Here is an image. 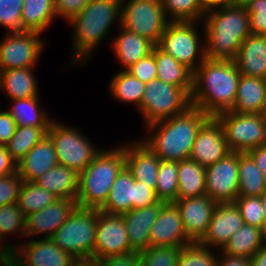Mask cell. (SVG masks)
<instances>
[{"label": "cell", "mask_w": 266, "mask_h": 266, "mask_svg": "<svg viewBox=\"0 0 266 266\" xmlns=\"http://www.w3.org/2000/svg\"><path fill=\"white\" fill-rule=\"evenodd\" d=\"M264 242L266 243V217H263V224L261 227Z\"/></svg>", "instance_id": "cell-63"}, {"label": "cell", "mask_w": 266, "mask_h": 266, "mask_svg": "<svg viewBox=\"0 0 266 266\" xmlns=\"http://www.w3.org/2000/svg\"><path fill=\"white\" fill-rule=\"evenodd\" d=\"M155 62L158 80L183 88L191 96L194 73L189 68L157 46H155Z\"/></svg>", "instance_id": "cell-28"}, {"label": "cell", "mask_w": 266, "mask_h": 266, "mask_svg": "<svg viewBox=\"0 0 266 266\" xmlns=\"http://www.w3.org/2000/svg\"><path fill=\"white\" fill-rule=\"evenodd\" d=\"M98 209L76 207L51 240L75 260L93 259Z\"/></svg>", "instance_id": "cell-6"}, {"label": "cell", "mask_w": 266, "mask_h": 266, "mask_svg": "<svg viewBox=\"0 0 266 266\" xmlns=\"http://www.w3.org/2000/svg\"><path fill=\"white\" fill-rule=\"evenodd\" d=\"M247 153L251 156L257 167L264 174V179L266 182V145L258 146L252 150H249Z\"/></svg>", "instance_id": "cell-54"}, {"label": "cell", "mask_w": 266, "mask_h": 266, "mask_svg": "<svg viewBox=\"0 0 266 266\" xmlns=\"http://www.w3.org/2000/svg\"><path fill=\"white\" fill-rule=\"evenodd\" d=\"M223 255V259L217 258V266H251V258L240 257V256H229L227 254Z\"/></svg>", "instance_id": "cell-55"}, {"label": "cell", "mask_w": 266, "mask_h": 266, "mask_svg": "<svg viewBox=\"0 0 266 266\" xmlns=\"http://www.w3.org/2000/svg\"><path fill=\"white\" fill-rule=\"evenodd\" d=\"M250 0H230L232 6H246Z\"/></svg>", "instance_id": "cell-60"}, {"label": "cell", "mask_w": 266, "mask_h": 266, "mask_svg": "<svg viewBox=\"0 0 266 266\" xmlns=\"http://www.w3.org/2000/svg\"><path fill=\"white\" fill-rule=\"evenodd\" d=\"M174 204L179 209L185 233L193 242H199L207 233L217 203L205 194L181 198Z\"/></svg>", "instance_id": "cell-17"}, {"label": "cell", "mask_w": 266, "mask_h": 266, "mask_svg": "<svg viewBox=\"0 0 266 266\" xmlns=\"http://www.w3.org/2000/svg\"><path fill=\"white\" fill-rule=\"evenodd\" d=\"M192 242L184 231L177 206L174 203H164L149 233L150 247L185 246Z\"/></svg>", "instance_id": "cell-18"}, {"label": "cell", "mask_w": 266, "mask_h": 266, "mask_svg": "<svg viewBox=\"0 0 266 266\" xmlns=\"http://www.w3.org/2000/svg\"><path fill=\"white\" fill-rule=\"evenodd\" d=\"M264 243L260 227L244 224L223 246L221 253L251 258Z\"/></svg>", "instance_id": "cell-32"}, {"label": "cell", "mask_w": 266, "mask_h": 266, "mask_svg": "<svg viewBox=\"0 0 266 266\" xmlns=\"http://www.w3.org/2000/svg\"><path fill=\"white\" fill-rule=\"evenodd\" d=\"M129 252L134 250L129 245L123 216L98 210L93 259L97 261Z\"/></svg>", "instance_id": "cell-13"}, {"label": "cell", "mask_w": 266, "mask_h": 266, "mask_svg": "<svg viewBox=\"0 0 266 266\" xmlns=\"http://www.w3.org/2000/svg\"><path fill=\"white\" fill-rule=\"evenodd\" d=\"M132 209H135V179L124 167L117 175L106 202L98 210L122 215Z\"/></svg>", "instance_id": "cell-25"}, {"label": "cell", "mask_w": 266, "mask_h": 266, "mask_svg": "<svg viewBox=\"0 0 266 266\" xmlns=\"http://www.w3.org/2000/svg\"><path fill=\"white\" fill-rule=\"evenodd\" d=\"M178 161L160 160V166L155 187L159 201L174 203L177 201L178 190Z\"/></svg>", "instance_id": "cell-39"}, {"label": "cell", "mask_w": 266, "mask_h": 266, "mask_svg": "<svg viewBox=\"0 0 266 266\" xmlns=\"http://www.w3.org/2000/svg\"><path fill=\"white\" fill-rule=\"evenodd\" d=\"M120 33L113 42V48L115 56L125 67L123 70L152 53L155 45L148 39L123 27Z\"/></svg>", "instance_id": "cell-27"}, {"label": "cell", "mask_w": 266, "mask_h": 266, "mask_svg": "<svg viewBox=\"0 0 266 266\" xmlns=\"http://www.w3.org/2000/svg\"><path fill=\"white\" fill-rule=\"evenodd\" d=\"M16 172V162L11 158L5 146H0V177Z\"/></svg>", "instance_id": "cell-53"}, {"label": "cell", "mask_w": 266, "mask_h": 266, "mask_svg": "<svg viewBox=\"0 0 266 266\" xmlns=\"http://www.w3.org/2000/svg\"><path fill=\"white\" fill-rule=\"evenodd\" d=\"M98 266H140L139 252H129L122 255L108 256L97 260Z\"/></svg>", "instance_id": "cell-51"}, {"label": "cell", "mask_w": 266, "mask_h": 266, "mask_svg": "<svg viewBox=\"0 0 266 266\" xmlns=\"http://www.w3.org/2000/svg\"><path fill=\"white\" fill-rule=\"evenodd\" d=\"M234 63L241 75L266 80V35L250 34L242 42Z\"/></svg>", "instance_id": "cell-24"}, {"label": "cell", "mask_w": 266, "mask_h": 266, "mask_svg": "<svg viewBox=\"0 0 266 266\" xmlns=\"http://www.w3.org/2000/svg\"><path fill=\"white\" fill-rule=\"evenodd\" d=\"M163 204L164 202L158 201L151 206L132 209L131 211L122 214L129 245L134 251L141 252L150 247L149 233L151 227L159 216Z\"/></svg>", "instance_id": "cell-23"}, {"label": "cell", "mask_w": 266, "mask_h": 266, "mask_svg": "<svg viewBox=\"0 0 266 266\" xmlns=\"http://www.w3.org/2000/svg\"><path fill=\"white\" fill-rule=\"evenodd\" d=\"M261 204L263 210V217H266V192L261 196Z\"/></svg>", "instance_id": "cell-62"}, {"label": "cell", "mask_w": 266, "mask_h": 266, "mask_svg": "<svg viewBox=\"0 0 266 266\" xmlns=\"http://www.w3.org/2000/svg\"><path fill=\"white\" fill-rule=\"evenodd\" d=\"M266 92V80L241 75L236 99L231 111L236 113H259Z\"/></svg>", "instance_id": "cell-29"}, {"label": "cell", "mask_w": 266, "mask_h": 266, "mask_svg": "<svg viewBox=\"0 0 266 266\" xmlns=\"http://www.w3.org/2000/svg\"><path fill=\"white\" fill-rule=\"evenodd\" d=\"M50 127L17 126L5 148L11 158L18 163L29 150L47 135Z\"/></svg>", "instance_id": "cell-36"}, {"label": "cell", "mask_w": 266, "mask_h": 266, "mask_svg": "<svg viewBox=\"0 0 266 266\" xmlns=\"http://www.w3.org/2000/svg\"><path fill=\"white\" fill-rule=\"evenodd\" d=\"M240 77L234 61L206 58L193 75L191 105L210 117L232 110Z\"/></svg>", "instance_id": "cell-1"}, {"label": "cell", "mask_w": 266, "mask_h": 266, "mask_svg": "<svg viewBox=\"0 0 266 266\" xmlns=\"http://www.w3.org/2000/svg\"><path fill=\"white\" fill-rule=\"evenodd\" d=\"M210 118L201 109L190 106L184 113L148 125L157 128L155 136L141 140L160 160L182 161L190 158L201 126Z\"/></svg>", "instance_id": "cell-3"}, {"label": "cell", "mask_w": 266, "mask_h": 266, "mask_svg": "<svg viewBox=\"0 0 266 266\" xmlns=\"http://www.w3.org/2000/svg\"><path fill=\"white\" fill-rule=\"evenodd\" d=\"M239 152H229L215 164L205 167L206 194L216 203L234 202L238 197Z\"/></svg>", "instance_id": "cell-14"}, {"label": "cell", "mask_w": 266, "mask_h": 266, "mask_svg": "<svg viewBox=\"0 0 266 266\" xmlns=\"http://www.w3.org/2000/svg\"><path fill=\"white\" fill-rule=\"evenodd\" d=\"M3 238L4 237L0 233V242H2L0 245L3 244L2 246H0V265L11 266L14 260L15 247H13L12 245L10 246V244H8L9 246H4Z\"/></svg>", "instance_id": "cell-56"}, {"label": "cell", "mask_w": 266, "mask_h": 266, "mask_svg": "<svg viewBox=\"0 0 266 266\" xmlns=\"http://www.w3.org/2000/svg\"><path fill=\"white\" fill-rule=\"evenodd\" d=\"M251 266H266V243L251 257Z\"/></svg>", "instance_id": "cell-57"}, {"label": "cell", "mask_w": 266, "mask_h": 266, "mask_svg": "<svg viewBox=\"0 0 266 266\" xmlns=\"http://www.w3.org/2000/svg\"><path fill=\"white\" fill-rule=\"evenodd\" d=\"M215 118L223 128L230 151L247 153L266 145V120L259 113H236L229 110Z\"/></svg>", "instance_id": "cell-9"}, {"label": "cell", "mask_w": 266, "mask_h": 266, "mask_svg": "<svg viewBox=\"0 0 266 266\" xmlns=\"http://www.w3.org/2000/svg\"><path fill=\"white\" fill-rule=\"evenodd\" d=\"M23 180L16 172L0 177V207L16 203Z\"/></svg>", "instance_id": "cell-46"}, {"label": "cell", "mask_w": 266, "mask_h": 266, "mask_svg": "<svg viewBox=\"0 0 266 266\" xmlns=\"http://www.w3.org/2000/svg\"><path fill=\"white\" fill-rule=\"evenodd\" d=\"M177 176V200L206 194V170L204 166L190 158L178 161Z\"/></svg>", "instance_id": "cell-30"}, {"label": "cell", "mask_w": 266, "mask_h": 266, "mask_svg": "<svg viewBox=\"0 0 266 266\" xmlns=\"http://www.w3.org/2000/svg\"><path fill=\"white\" fill-rule=\"evenodd\" d=\"M38 96L25 99H13L14 106L6 110L14 119L17 126L50 127V120L45 110L38 107Z\"/></svg>", "instance_id": "cell-35"}, {"label": "cell", "mask_w": 266, "mask_h": 266, "mask_svg": "<svg viewBox=\"0 0 266 266\" xmlns=\"http://www.w3.org/2000/svg\"><path fill=\"white\" fill-rule=\"evenodd\" d=\"M91 0H55V14L58 17L65 18V20L70 21L75 17L80 11Z\"/></svg>", "instance_id": "cell-49"}, {"label": "cell", "mask_w": 266, "mask_h": 266, "mask_svg": "<svg viewBox=\"0 0 266 266\" xmlns=\"http://www.w3.org/2000/svg\"><path fill=\"white\" fill-rule=\"evenodd\" d=\"M53 141L58 163L75 170L78 174L93 161L100 151L95 150L88 138L83 137L77 128L65 127L54 120L47 132Z\"/></svg>", "instance_id": "cell-11"}, {"label": "cell", "mask_w": 266, "mask_h": 266, "mask_svg": "<svg viewBox=\"0 0 266 266\" xmlns=\"http://www.w3.org/2000/svg\"><path fill=\"white\" fill-rule=\"evenodd\" d=\"M231 152L223 128L215 117H210L199 129L193 143L190 159L207 167Z\"/></svg>", "instance_id": "cell-15"}, {"label": "cell", "mask_w": 266, "mask_h": 266, "mask_svg": "<svg viewBox=\"0 0 266 266\" xmlns=\"http://www.w3.org/2000/svg\"><path fill=\"white\" fill-rule=\"evenodd\" d=\"M158 201L155 191L149 185L135 180V209L151 206Z\"/></svg>", "instance_id": "cell-50"}, {"label": "cell", "mask_w": 266, "mask_h": 266, "mask_svg": "<svg viewBox=\"0 0 266 266\" xmlns=\"http://www.w3.org/2000/svg\"><path fill=\"white\" fill-rule=\"evenodd\" d=\"M125 167L124 146L100 150L79 174L77 206L99 209L107 200L117 175Z\"/></svg>", "instance_id": "cell-5"}, {"label": "cell", "mask_w": 266, "mask_h": 266, "mask_svg": "<svg viewBox=\"0 0 266 266\" xmlns=\"http://www.w3.org/2000/svg\"><path fill=\"white\" fill-rule=\"evenodd\" d=\"M259 114L266 120V92H265L263 104H262Z\"/></svg>", "instance_id": "cell-61"}, {"label": "cell", "mask_w": 266, "mask_h": 266, "mask_svg": "<svg viewBox=\"0 0 266 266\" xmlns=\"http://www.w3.org/2000/svg\"><path fill=\"white\" fill-rule=\"evenodd\" d=\"M58 197L46 191L35 182L23 181L17 204L25 216L38 212L49 204L54 203Z\"/></svg>", "instance_id": "cell-37"}, {"label": "cell", "mask_w": 266, "mask_h": 266, "mask_svg": "<svg viewBox=\"0 0 266 266\" xmlns=\"http://www.w3.org/2000/svg\"><path fill=\"white\" fill-rule=\"evenodd\" d=\"M195 26V21H170L156 45L193 73L206 59L205 45L199 46L201 37Z\"/></svg>", "instance_id": "cell-8"}, {"label": "cell", "mask_w": 266, "mask_h": 266, "mask_svg": "<svg viewBox=\"0 0 266 266\" xmlns=\"http://www.w3.org/2000/svg\"><path fill=\"white\" fill-rule=\"evenodd\" d=\"M24 0H0V26L9 28V33L23 32L21 14Z\"/></svg>", "instance_id": "cell-44"}, {"label": "cell", "mask_w": 266, "mask_h": 266, "mask_svg": "<svg viewBox=\"0 0 266 266\" xmlns=\"http://www.w3.org/2000/svg\"><path fill=\"white\" fill-rule=\"evenodd\" d=\"M183 246H155L139 252L140 266H177Z\"/></svg>", "instance_id": "cell-42"}, {"label": "cell", "mask_w": 266, "mask_h": 266, "mask_svg": "<svg viewBox=\"0 0 266 266\" xmlns=\"http://www.w3.org/2000/svg\"><path fill=\"white\" fill-rule=\"evenodd\" d=\"M17 128L12 116L7 111L0 110V146H6Z\"/></svg>", "instance_id": "cell-52"}, {"label": "cell", "mask_w": 266, "mask_h": 266, "mask_svg": "<svg viewBox=\"0 0 266 266\" xmlns=\"http://www.w3.org/2000/svg\"><path fill=\"white\" fill-rule=\"evenodd\" d=\"M29 240L15 248L11 266H71L75 259L60 249L51 238ZM18 249V250H17Z\"/></svg>", "instance_id": "cell-16"}, {"label": "cell", "mask_w": 266, "mask_h": 266, "mask_svg": "<svg viewBox=\"0 0 266 266\" xmlns=\"http://www.w3.org/2000/svg\"><path fill=\"white\" fill-rule=\"evenodd\" d=\"M217 258L211 248L197 241L181 247L177 266H217Z\"/></svg>", "instance_id": "cell-41"}, {"label": "cell", "mask_w": 266, "mask_h": 266, "mask_svg": "<svg viewBox=\"0 0 266 266\" xmlns=\"http://www.w3.org/2000/svg\"><path fill=\"white\" fill-rule=\"evenodd\" d=\"M204 9L210 10L217 7H224L230 5V0H202Z\"/></svg>", "instance_id": "cell-58"}, {"label": "cell", "mask_w": 266, "mask_h": 266, "mask_svg": "<svg viewBox=\"0 0 266 266\" xmlns=\"http://www.w3.org/2000/svg\"><path fill=\"white\" fill-rule=\"evenodd\" d=\"M238 197L262 196L266 192L264 174L248 153L239 152Z\"/></svg>", "instance_id": "cell-34"}, {"label": "cell", "mask_w": 266, "mask_h": 266, "mask_svg": "<svg viewBox=\"0 0 266 266\" xmlns=\"http://www.w3.org/2000/svg\"><path fill=\"white\" fill-rule=\"evenodd\" d=\"M234 202L240 210L244 224L262 227L263 210L261 196L237 197Z\"/></svg>", "instance_id": "cell-45"}, {"label": "cell", "mask_w": 266, "mask_h": 266, "mask_svg": "<svg viewBox=\"0 0 266 266\" xmlns=\"http://www.w3.org/2000/svg\"><path fill=\"white\" fill-rule=\"evenodd\" d=\"M71 266H98L94 259L89 260H75Z\"/></svg>", "instance_id": "cell-59"}, {"label": "cell", "mask_w": 266, "mask_h": 266, "mask_svg": "<svg viewBox=\"0 0 266 266\" xmlns=\"http://www.w3.org/2000/svg\"><path fill=\"white\" fill-rule=\"evenodd\" d=\"M215 9L204 15L206 58L234 61L242 42L251 34L247 8L228 5Z\"/></svg>", "instance_id": "cell-2"}, {"label": "cell", "mask_w": 266, "mask_h": 266, "mask_svg": "<svg viewBox=\"0 0 266 266\" xmlns=\"http://www.w3.org/2000/svg\"><path fill=\"white\" fill-rule=\"evenodd\" d=\"M56 16L55 0H24L21 21L24 31L42 33Z\"/></svg>", "instance_id": "cell-33"}, {"label": "cell", "mask_w": 266, "mask_h": 266, "mask_svg": "<svg viewBox=\"0 0 266 266\" xmlns=\"http://www.w3.org/2000/svg\"><path fill=\"white\" fill-rule=\"evenodd\" d=\"M126 71L145 84L156 79L155 46L153 47L152 53L140 59L137 63L132 64Z\"/></svg>", "instance_id": "cell-48"}, {"label": "cell", "mask_w": 266, "mask_h": 266, "mask_svg": "<svg viewBox=\"0 0 266 266\" xmlns=\"http://www.w3.org/2000/svg\"><path fill=\"white\" fill-rule=\"evenodd\" d=\"M57 164L55 147L47 134L16 163V171L23 181L34 182Z\"/></svg>", "instance_id": "cell-22"}, {"label": "cell", "mask_w": 266, "mask_h": 266, "mask_svg": "<svg viewBox=\"0 0 266 266\" xmlns=\"http://www.w3.org/2000/svg\"><path fill=\"white\" fill-rule=\"evenodd\" d=\"M124 146L125 167L136 181L155 191L160 158L142 141Z\"/></svg>", "instance_id": "cell-21"}, {"label": "cell", "mask_w": 266, "mask_h": 266, "mask_svg": "<svg viewBox=\"0 0 266 266\" xmlns=\"http://www.w3.org/2000/svg\"><path fill=\"white\" fill-rule=\"evenodd\" d=\"M245 7L249 14L250 33L266 35V0H250Z\"/></svg>", "instance_id": "cell-47"}, {"label": "cell", "mask_w": 266, "mask_h": 266, "mask_svg": "<svg viewBox=\"0 0 266 266\" xmlns=\"http://www.w3.org/2000/svg\"><path fill=\"white\" fill-rule=\"evenodd\" d=\"M39 35L29 31L8 32L0 42V71L35 66L45 44Z\"/></svg>", "instance_id": "cell-12"}, {"label": "cell", "mask_w": 266, "mask_h": 266, "mask_svg": "<svg viewBox=\"0 0 266 266\" xmlns=\"http://www.w3.org/2000/svg\"><path fill=\"white\" fill-rule=\"evenodd\" d=\"M77 207L75 199L59 198L44 209L26 216L25 237L45 233L43 238H51Z\"/></svg>", "instance_id": "cell-20"}, {"label": "cell", "mask_w": 266, "mask_h": 266, "mask_svg": "<svg viewBox=\"0 0 266 266\" xmlns=\"http://www.w3.org/2000/svg\"><path fill=\"white\" fill-rule=\"evenodd\" d=\"M26 231V216L20 210L17 202L0 207V233L3 237L9 233L24 235ZM20 232V233H18ZM8 233V234H7Z\"/></svg>", "instance_id": "cell-43"}, {"label": "cell", "mask_w": 266, "mask_h": 266, "mask_svg": "<svg viewBox=\"0 0 266 266\" xmlns=\"http://www.w3.org/2000/svg\"><path fill=\"white\" fill-rule=\"evenodd\" d=\"M122 1L124 2V0H91L69 21L74 29L75 52L72 56L74 62L81 63L83 60L85 63L97 44L107 36L114 21H120Z\"/></svg>", "instance_id": "cell-4"}, {"label": "cell", "mask_w": 266, "mask_h": 266, "mask_svg": "<svg viewBox=\"0 0 266 266\" xmlns=\"http://www.w3.org/2000/svg\"><path fill=\"white\" fill-rule=\"evenodd\" d=\"M162 5L171 22H197L206 13L202 0H162Z\"/></svg>", "instance_id": "cell-40"}, {"label": "cell", "mask_w": 266, "mask_h": 266, "mask_svg": "<svg viewBox=\"0 0 266 266\" xmlns=\"http://www.w3.org/2000/svg\"><path fill=\"white\" fill-rule=\"evenodd\" d=\"M244 225L240 210L235 202L217 203L207 233L199 241L207 247H220Z\"/></svg>", "instance_id": "cell-19"}, {"label": "cell", "mask_w": 266, "mask_h": 266, "mask_svg": "<svg viewBox=\"0 0 266 266\" xmlns=\"http://www.w3.org/2000/svg\"><path fill=\"white\" fill-rule=\"evenodd\" d=\"M34 67L0 71V89L10 99H25L38 96L37 81L33 77Z\"/></svg>", "instance_id": "cell-31"}, {"label": "cell", "mask_w": 266, "mask_h": 266, "mask_svg": "<svg viewBox=\"0 0 266 266\" xmlns=\"http://www.w3.org/2000/svg\"><path fill=\"white\" fill-rule=\"evenodd\" d=\"M167 17L162 0H130L125 5L121 2L120 26L155 46L170 22Z\"/></svg>", "instance_id": "cell-10"}, {"label": "cell", "mask_w": 266, "mask_h": 266, "mask_svg": "<svg viewBox=\"0 0 266 266\" xmlns=\"http://www.w3.org/2000/svg\"><path fill=\"white\" fill-rule=\"evenodd\" d=\"M191 105V96L183 89L161 80L146 83L139 111L146 125L184 113Z\"/></svg>", "instance_id": "cell-7"}, {"label": "cell", "mask_w": 266, "mask_h": 266, "mask_svg": "<svg viewBox=\"0 0 266 266\" xmlns=\"http://www.w3.org/2000/svg\"><path fill=\"white\" fill-rule=\"evenodd\" d=\"M110 82V90L115 98L126 103H133L140 109L145 83L123 69L118 74H115L113 80Z\"/></svg>", "instance_id": "cell-38"}, {"label": "cell", "mask_w": 266, "mask_h": 266, "mask_svg": "<svg viewBox=\"0 0 266 266\" xmlns=\"http://www.w3.org/2000/svg\"><path fill=\"white\" fill-rule=\"evenodd\" d=\"M34 182L58 198L77 199L79 174L69 167L57 164Z\"/></svg>", "instance_id": "cell-26"}]
</instances>
